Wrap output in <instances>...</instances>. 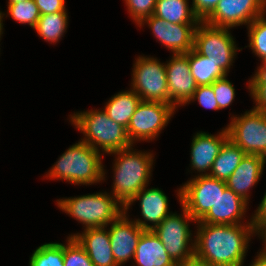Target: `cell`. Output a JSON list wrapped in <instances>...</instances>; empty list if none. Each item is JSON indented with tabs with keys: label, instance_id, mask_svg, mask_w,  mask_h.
Returning <instances> with one entry per match:
<instances>
[{
	"label": "cell",
	"instance_id": "cell-33",
	"mask_svg": "<svg viewBox=\"0 0 266 266\" xmlns=\"http://www.w3.org/2000/svg\"><path fill=\"white\" fill-rule=\"evenodd\" d=\"M157 0H124L132 22L138 25L144 18L153 15Z\"/></svg>",
	"mask_w": 266,
	"mask_h": 266
},
{
	"label": "cell",
	"instance_id": "cell-27",
	"mask_svg": "<svg viewBox=\"0 0 266 266\" xmlns=\"http://www.w3.org/2000/svg\"><path fill=\"white\" fill-rule=\"evenodd\" d=\"M29 266H64V243L49 242L40 245L33 251Z\"/></svg>",
	"mask_w": 266,
	"mask_h": 266
},
{
	"label": "cell",
	"instance_id": "cell-18",
	"mask_svg": "<svg viewBox=\"0 0 266 266\" xmlns=\"http://www.w3.org/2000/svg\"><path fill=\"white\" fill-rule=\"evenodd\" d=\"M248 206L245 200L227 187L224 192H220L214 206H212L196 223L228 225L252 224L251 218L248 220L245 218V214L248 212Z\"/></svg>",
	"mask_w": 266,
	"mask_h": 266
},
{
	"label": "cell",
	"instance_id": "cell-6",
	"mask_svg": "<svg viewBox=\"0 0 266 266\" xmlns=\"http://www.w3.org/2000/svg\"><path fill=\"white\" fill-rule=\"evenodd\" d=\"M181 211L182 214L172 212L152 230L178 266L194 257L195 242V235L189 224L196 221L183 206Z\"/></svg>",
	"mask_w": 266,
	"mask_h": 266
},
{
	"label": "cell",
	"instance_id": "cell-41",
	"mask_svg": "<svg viewBox=\"0 0 266 266\" xmlns=\"http://www.w3.org/2000/svg\"><path fill=\"white\" fill-rule=\"evenodd\" d=\"M3 13L1 10H0V42H1V38H2V34L4 33V27H3V19H4V16H3Z\"/></svg>",
	"mask_w": 266,
	"mask_h": 266
},
{
	"label": "cell",
	"instance_id": "cell-23",
	"mask_svg": "<svg viewBox=\"0 0 266 266\" xmlns=\"http://www.w3.org/2000/svg\"><path fill=\"white\" fill-rule=\"evenodd\" d=\"M245 155L246 153L228 138L222 145L208 175L226 182Z\"/></svg>",
	"mask_w": 266,
	"mask_h": 266
},
{
	"label": "cell",
	"instance_id": "cell-36",
	"mask_svg": "<svg viewBox=\"0 0 266 266\" xmlns=\"http://www.w3.org/2000/svg\"><path fill=\"white\" fill-rule=\"evenodd\" d=\"M219 0H192L194 14L203 21L216 7Z\"/></svg>",
	"mask_w": 266,
	"mask_h": 266
},
{
	"label": "cell",
	"instance_id": "cell-13",
	"mask_svg": "<svg viewBox=\"0 0 266 266\" xmlns=\"http://www.w3.org/2000/svg\"><path fill=\"white\" fill-rule=\"evenodd\" d=\"M152 35L171 53H188L194 47V33L198 24H174L154 15L144 18L137 26L146 25Z\"/></svg>",
	"mask_w": 266,
	"mask_h": 266
},
{
	"label": "cell",
	"instance_id": "cell-9",
	"mask_svg": "<svg viewBox=\"0 0 266 266\" xmlns=\"http://www.w3.org/2000/svg\"><path fill=\"white\" fill-rule=\"evenodd\" d=\"M230 118L226 125L228 138L246 154L266 158V113L251 108Z\"/></svg>",
	"mask_w": 266,
	"mask_h": 266
},
{
	"label": "cell",
	"instance_id": "cell-22",
	"mask_svg": "<svg viewBox=\"0 0 266 266\" xmlns=\"http://www.w3.org/2000/svg\"><path fill=\"white\" fill-rule=\"evenodd\" d=\"M141 101L140 96L130 88L126 91H120L109 98L103 110L110 119L127 129L130 118Z\"/></svg>",
	"mask_w": 266,
	"mask_h": 266
},
{
	"label": "cell",
	"instance_id": "cell-20",
	"mask_svg": "<svg viewBox=\"0 0 266 266\" xmlns=\"http://www.w3.org/2000/svg\"><path fill=\"white\" fill-rule=\"evenodd\" d=\"M84 248L94 266H118L113 258L107 227L86 228L81 233H71Z\"/></svg>",
	"mask_w": 266,
	"mask_h": 266
},
{
	"label": "cell",
	"instance_id": "cell-8",
	"mask_svg": "<svg viewBox=\"0 0 266 266\" xmlns=\"http://www.w3.org/2000/svg\"><path fill=\"white\" fill-rule=\"evenodd\" d=\"M134 62L130 88L142 101L171 105L165 62L150 55H139Z\"/></svg>",
	"mask_w": 266,
	"mask_h": 266
},
{
	"label": "cell",
	"instance_id": "cell-30",
	"mask_svg": "<svg viewBox=\"0 0 266 266\" xmlns=\"http://www.w3.org/2000/svg\"><path fill=\"white\" fill-rule=\"evenodd\" d=\"M254 73L247 82V89L255 104L253 108L266 113V63L257 66Z\"/></svg>",
	"mask_w": 266,
	"mask_h": 266
},
{
	"label": "cell",
	"instance_id": "cell-19",
	"mask_svg": "<svg viewBox=\"0 0 266 266\" xmlns=\"http://www.w3.org/2000/svg\"><path fill=\"white\" fill-rule=\"evenodd\" d=\"M265 164V157L246 154L233 174L226 180V186L249 204L250 189L252 190L261 179Z\"/></svg>",
	"mask_w": 266,
	"mask_h": 266
},
{
	"label": "cell",
	"instance_id": "cell-3",
	"mask_svg": "<svg viewBox=\"0 0 266 266\" xmlns=\"http://www.w3.org/2000/svg\"><path fill=\"white\" fill-rule=\"evenodd\" d=\"M103 157L102 153L79 140L59 156L43 177L80 186L102 183L107 174L102 162Z\"/></svg>",
	"mask_w": 266,
	"mask_h": 266
},
{
	"label": "cell",
	"instance_id": "cell-32",
	"mask_svg": "<svg viewBox=\"0 0 266 266\" xmlns=\"http://www.w3.org/2000/svg\"><path fill=\"white\" fill-rule=\"evenodd\" d=\"M227 76L217 79L211 84L220 110L227 108L235 101V87Z\"/></svg>",
	"mask_w": 266,
	"mask_h": 266
},
{
	"label": "cell",
	"instance_id": "cell-4",
	"mask_svg": "<svg viewBox=\"0 0 266 266\" xmlns=\"http://www.w3.org/2000/svg\"><path fill=\"white\" fill-rule=\"evenodd\" d=\"M69 121L80 133L81 140L89 144L102 155L132 146L127 129L108 117L103 109L77 111L69 115Z\"/></svg>",
	"mask_w": 266,
	"mask_h": 266
},
{
	"label": "cell",
	"instance_id": "cell-15",
	"mask_svg": "<svg viewBox=\"0 0 266 266\" xmlns=\"http://www.w3.org/2000/svg\"><path fill=\"white\" fill-rule=\"evenodd\" d=\"M140 202L141 218L132 219L140 228L152 231L158 226L171 212H169L168 196L158 187L148 189V186L142 188L125 206L124 213L132 209L134 202Z\"/></svg>",
	"mask_w": 266,
	"mask_h": 266
},
{
	"label": "cell",
	"instance_id": "cell-16",
	"mask_svg": "<svg viewBox=\"0 0 266 266\" xmlns=\"http://www.w3.org/2000/svg\"><path fill=\"white\" fill-rule=\"evenodd\" d=\"M107 227L113 258L118 266H124L134 259L136 247L145 230L129 218V213H122Z\"/></svg>",
	"mask_w": 266,
	"mask_h": 266
},
{
	"label": "cell",
	"instance_id": "cell-40",
	"mask_svg": "<svg viewBox=\"0 0 266 266\" xmlns=\"http://www.w3.org/2000/svg\"><path fill=\"white\" fill-rule=\"evenodd\" d=\"M260 239H262V245L263 247L261 248V250L266 254V230L263 231L259 236Z\"/></svg>",
	"mask_w": 266,
	"mask_h": 266
},
{
	"label": "cell",
	"instance_id": "cell-10",
	"mask_svg": "<svg viewBox=\"0 0 266 266\" xmlns=\"http://www.w3.org/2000/svg\"><path fill=\"white\" fill-rule=\"evenodd\" d=\"M176 111L170 104L141 101L127 127V134L132 144L135 146L136 142L154 141Z\"/></svg>",
	"mask_w": 266,
	"mask_h": 266
},
{
	"label": "cell",
	"instance_id": "cell-35",
	"mask_svg": "<svg viewBox=\"0 0 266 266\" xmlns=\"http://www.w3.org/2000/svg\"><path fill=\"white\" fill-rule=\"evenodd\" d=\"M258 205L250 216L257 236L266 230V192Z\"/></svg>",
	"mask_w": 266,
	"mask_h": 266
},
{
	"label": "cell",
	"instance_id": "cell-14",
	"mask_svg": "<svg viewBox=\"0 0 266 266\" xmlns=\"http://www.w3.org/2000/svg\"><path fill=\"white\" fill-rule=\"evenodd\" d=\"M171 105L177 110L192 98L198 85L191 75L188 53L172 54L165 62Z\"/></svg>",
	"mask_w": 266,
	"mask_h": 266
},
{
	"label": "cell",
	"instance_id": "cell-37",
	"mask_svg": "<svg viewBox=\"0 0 266 266\" xmlns=\"http://www.w3.org/2000/svg\"><path fill=\"white\" fill-rule=\"evenodd\" d=\"M39 8L40 14H51L55 12L67 11L65 0H34Z\"/></svg>",
	"mask_w": 266,
	"mask_h": 266
},
{
	"label": "cell",
	"instance_id": "cell-42",
	"mask_svg": "<svg viewBox=\"0 0 266 266\" xmlns=\"http://www.w3.org/2000/svg\"><path fill=\"white\" fill-rule=\"evenodd\" d=\"M25 1H28V0H8L7 3H18V2H25Z\"/></svg>",
	"mask_w": 266,
	"mask_h": 266
},
{
	"label": "cell",
	"instance_id": "cell-34",
	"mask_svg": "<svg viewBox=\"0 0 266 266\" xmlns=\"http://www.w3.org/2000/svg\"><path fill=\"white\" fill-rule=\"evenodd\" d=\"M196 100L198 101V104L203 106L205 109H213L216 111L220 110L213 92L212 85L198 86L187 105Z\"/></svg>",
	"mask_w": 266,
	"mask_h": 266
},
{
	"label": "cell",
	"instance_id": "cell-1",
	"mask_svg": "<svg viewBox=\"0 0 266 266\" xmlns=\"http://www.w3.org/2000/svg\"><path fill=\"white\" fill-rule=\"evenodd\" d=\"M194 257L213 266H244L253 224H196Z\"/></svg>",
	"mask_w": 266,
	"mask_h": 266
},
{
	"label": "cell",
	"instance_id": "cell-25",
	"mask_svg": "<svg viewBox=\"0 0 266 266\" xmlns=\"http://www.w3.org/2000/svg\"><path fill=\"white\" fill-rule=\"evenodd\" d=\"M68 11L41 15L34 30L49 44H56L64 37L68 28Z\"/></svg>",
	"mask_w": 266,
	"mask_h": 266
},
{
	"label": "cell",
	"instance_id": "cell-38",
	"mask_svg": "<svg viewBox=\"0 0 266 266\" xmlns=\"http://www.w3.org/2000/svg\"><path fill=\"white\" fill-rule=\"evenodd\" d=\"M259 251L255 259L248 266H266V254L261 249Z\"/></svg>",
	"mask_w": 266,
	"mask_h": 266
},
{
	"label": "cell",
	"instance_id": "cell-28",
	"mask_svg": "<svg viewBox=\"0 0 266 266\" xmlns=\"http://www.w3.org/2000/svg\"><path fill=\"white\" fill-rule=\"evenodd\" d=\"M248 29V47L261 63H266V13L257 17Z\"/></svg>",
	"mask_w": 266,
	"mask_h": 266
},
{
	"label": "cell",
	"instance_id": "cell-31",
	"mask_svg": "<svg viewBox=\"0 0 266 266\" xmlns=\"http://www.w3.org/2000/svg\"><path fill=\"white\" fill-rule=\"evenodd\" d=\"M64 243V266H94L87 252L74 237H66Z\"/></svg>",
	"mask_w": 266,
	"mask_h": 266
},
{
	"label": "cell",
	"instance_id": "cell-26",
	"mask_svg": "<svg viewBox=\"0 0 266 266\" xmlns=\"http://www.w3.org/2000/svg\"><path fill=\"white\" fill-rule=\"evenodd\" d=\"M188 61L191 75L198 86L211 85L227 75L213 60L200 55L194 48L188 52Z\"/></svg>",
	"mask_w": 266,
	"mask_h": 266
},
{
	"label": "cell",
	"instance_id": "cell-5",
	"mask_svg": "<svg viewBox=\"0 0 266 266\" xmlns=\"http://www.w3.org/2000/svg\"><path fill=\"white\" fill-rule=\"evenodd\" d=\"M56 202L58 209L81 223L83 229L107 227L124 213L123 205L106 191L60 198Z\"/></svg>",
	"mask_w": 266,
	"mask_h": 266
},
{
	"label": "cell",
	"instance_id": "cell-24",
	"mask_svg": "<svg viewBox=\"0 0 266 266\" xmlns=\"http://www.w3.org/2000/svg\"><path fill=\"white\" fill-rule=\"evenodd\" d=\"M153 15L174 24H198L189 0H157Z\"/></svg>",
	"mask_w": 266,
	"mask_h": 266
},
{
	"label": "cell",
	"instance_id": "cell-21",
	"mask_svg": "<svg viewBox=\"0 0 266 266\" xmlns=\"http://www.w3.org/2000/svg\"><path fill=\"white\" fill-rule=\"evenodd\" d=\"M133 260L132 263L134 262L136 266H178L169 256L160 239L149 230L141 234Z\"/></svg>",
	"mask_w": 266,
	"mask_h": 266
},
{
	"label": "cell",
	"instance_id": "cell-7",
	"mask_svg": "<svg viewBox=\"0 0 266 266\" xmlns=\"http://www.w3.org/2000/svg\"><path fill=\"white\" fill-rule=\"evenodd\" d=\"M200 55L213 60L227 75L238 51L231 28L216 27L200 21L194 33V47ZM238 50V51H237Z\"/></svg>",
	"mask_w": 266,
	"mask_h": 266
},
{
	"label": "cell",
	"instance_id": "cell-11",
	"mask_svg": "<svg viewBox=\"0 0 266 266\" xmlns=\"http://www.w3.org/2000/svg\"><path fill=\"white\" fill-rule=\"evenodd\" d=\"M227 188L226 182L209 175L191 177L186 183L177 188L176 197L192 218L199 221Z\"/></svg>",
	"mask_w": 266,
	"mask_h": 266
},
{
	"label": "cell",
	"instance_id": "cell-12",
	"mask_svg": "<svg viewBox=\"0 0 266 266\" xmlns=\"http://www.w3.org/2000/svg\"><path fill=\"white\" fill-rule=\"evenodd\" d=\"M266 13L262 0H219L215 9L203 20L209 25L225 28L251 24Z\"/></svg>",
	"mask_w": 266,
	"mask_h": 266
},
{
	"label": "cell",
	"instance_id": "cell-2",
	"mask_svg": "<svg viewBox=\"0 0 266 266\" xmlns=\"http://www.w3.org/2000/svg\"><path fill=\"white\" fill-rule=\"evenodd\" d=\"M134 146L112 152L114 155L111 194L123 207L144 187L149 186L155 155Z\"/></svg>",
	"mask_w": 266,
	"mask_h": 266
},
{
	"label": "cell",
	"instance_id": "cell-29",
	"mask_svg": "<svg viewBox=\"0 0 266 266\" xmlns=\"http://www.w3.org/2000/svg\"><path fill=\"white\" fill-rule=\"evenodd\" d=\"M7 7V13H3L4 17H8L10 15L14 21L20 24H28L33 29L41 16L39 8L35 4L34 0L8 3Z\"/></svg>",
	"mask_w": 266,
	"mask_h": 266
},
{
	"label": "cell",
	"instance_id": "cell-39",
	"mask_svg": "<svg viewBox=\"0 0 266 266\" xmlns=\"http://www.w3.org/2000/svg\"><path fill=\"white\" fill-rule=\"evenodd\" d=\"M180 266H213L209 263L203 262L196 257L189 259L186 263L181 264Z\"/></svg>",
	"mask_w": 266,
	"mask_h": 266
},
{
	"label": "cell",
	"instance_id": "cell-17",
	"mask_svg": "<svg viewBox=\"0 0 266 266\" xmlns=\"http://www.w3.org/2000/svg\"><path fill=\"white\" fill-rule=\"evenodd\" d=\"M227 139L226 127L215 135L204 131L196 132L192 137L190 148V171H195L197 173L195 176L208 175L214 160Z\"/></svg>",
	"mask_w": 266,
	"mask_h": 266
}]
</instances>
